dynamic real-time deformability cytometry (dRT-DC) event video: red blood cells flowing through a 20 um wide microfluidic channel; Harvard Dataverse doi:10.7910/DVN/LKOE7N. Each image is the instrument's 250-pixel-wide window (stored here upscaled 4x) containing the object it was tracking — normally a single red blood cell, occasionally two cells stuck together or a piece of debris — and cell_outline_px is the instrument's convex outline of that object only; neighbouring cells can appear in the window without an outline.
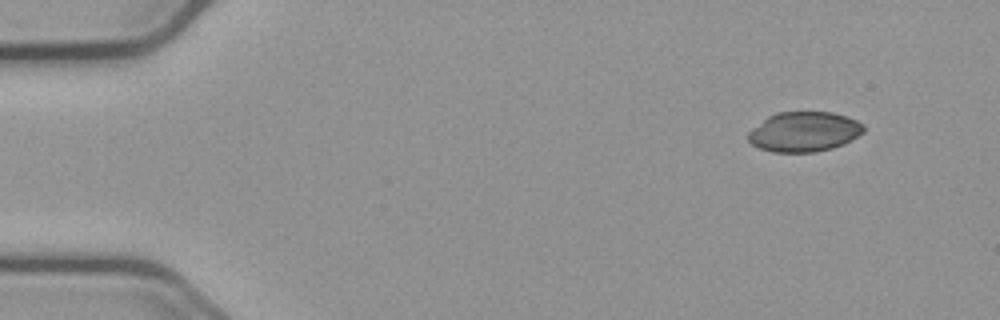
{"species": "common noctule bat (a hibernating species)", "species_latin": "Nyctalus noctula", "temperature_condition": "cold", "stored_images_in_passage": 12, "camera_frame_rate_fps": 3000, "um_per_image_px": 0.085, "animal": {"sex": "male", "body_mass_g": 23.1, "forearm_length_mm": 52.7}, "frame": {"image": 1, "passage_image": 1, "time_ms": 0.0, "image_size_px": [1000, 320], "cell_outline_px": [[864, 132], [844, 144], [832, 148], [816, 152], [772, 152], [760, 148], [752, 144], [748, 140], [748, 132], [768, 116], [776, 112], [832, 112], [848, 116], [864, 124]], "centroid_in_image_um": [68.37, 11.19], "position_along_channel_um": 16.6, "area_um2": 26.93}}
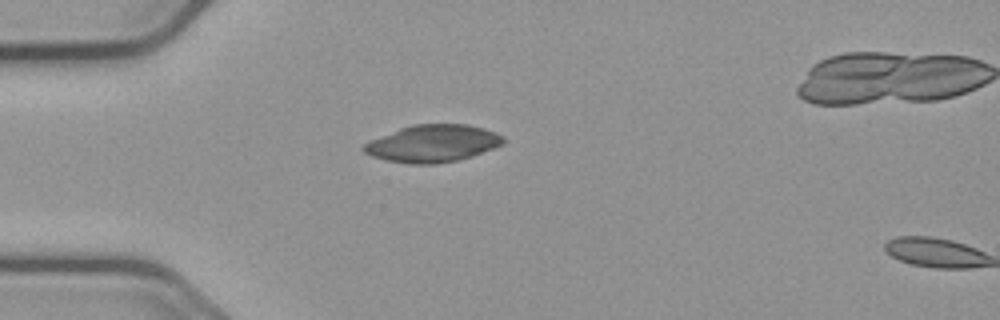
{"frame": {"image": 2, "passage_image": 11, "time_ms": 3.333, "image_size_px": [1000, 320], "cell_outline_px": [[504, 144], [472, 156], [456, 160], [436, 164], [408, 164], [388, 160], [372, 156], [364, 152], [360, 148], [368, 140], [400, 128], [412, 124], [468, 124], [484, 128], [496, 132], [504, 136]], "centroid_in_image_um": [36.77, 12.19], "position_along_channel_um": 48.2, "area_um2": 30.46}}